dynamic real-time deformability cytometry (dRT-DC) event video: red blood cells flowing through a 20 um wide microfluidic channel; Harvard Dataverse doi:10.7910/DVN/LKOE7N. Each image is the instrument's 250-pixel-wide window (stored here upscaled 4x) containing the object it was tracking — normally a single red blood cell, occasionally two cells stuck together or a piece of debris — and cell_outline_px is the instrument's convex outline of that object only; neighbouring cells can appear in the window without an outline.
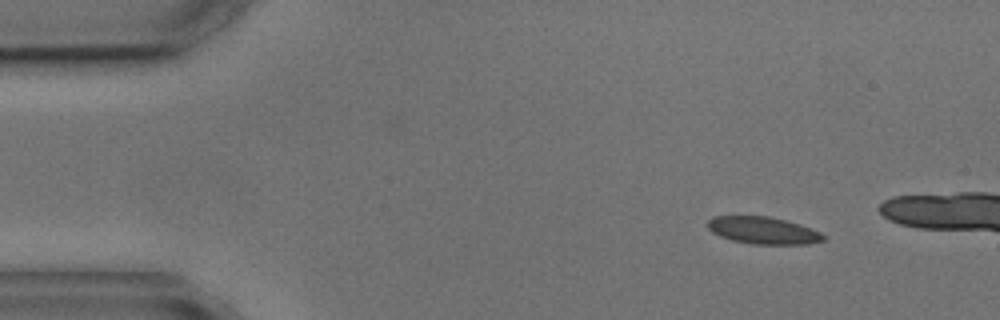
{"species": "common noctule bat (a hibernating species)", "species_latin": "Nyctalus noctula", "temperature_condition": "cold", "stored_images_in_passage": 3, "camera_frame_rate_fps": 3000, "um_per_image_px": 0.085, "animal": {"sex": "male", "body_mass_g": 17.9, "forearm_length_mm": 54.2}, "frame": {"image": 1, "passage_image": 1, "time_ms": 0.0, "image_size_px": [1000, 320], "cell_outline_px": [[824, 240], [808, 244], [752, 244], [732, 240], [720, 236], [712, 232], [708, 228], [708, 220], [712, 216], [768, 216], [788, 220], [800, 224], [820, 232], [824, 236]], "centroid_in_image_um": [64.86, 19.58], "position_along_channel_um": 20.1, "area_um2": 18.32}}